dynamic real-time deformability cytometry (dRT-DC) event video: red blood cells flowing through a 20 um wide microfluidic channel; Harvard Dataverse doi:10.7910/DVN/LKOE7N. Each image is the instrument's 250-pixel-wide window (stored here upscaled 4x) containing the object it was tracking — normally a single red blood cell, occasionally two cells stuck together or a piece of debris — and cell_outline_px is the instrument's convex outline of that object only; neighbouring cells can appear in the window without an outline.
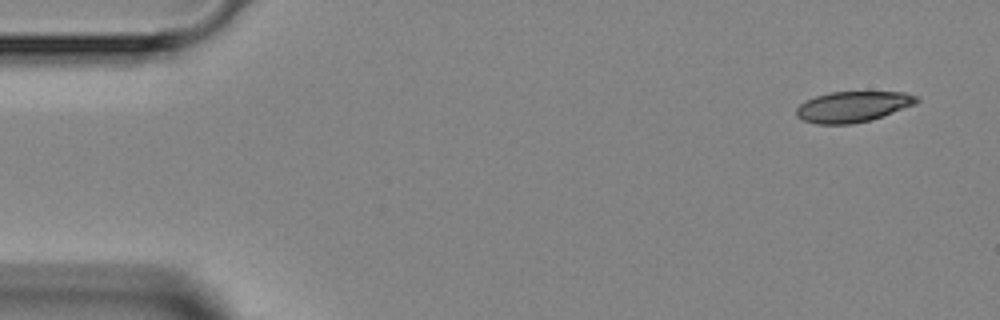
{"species": "Egyptian fruit bat (a non-hibernating species)", "species_latin": "Rousettus aegyptiacus", "temperature_condition": "room temperature", "stored_images_in_passage": 4, "camera_frame_rate_fps": 3000, "um_per_image_px": 0.085, "animal": {"sex": "female"}, "frame": {"image": 1, "passage_image": 1, "time_ms": 0.0, "image_size_px": [1000, 320], "cell_outline_px": [[920, 100], [916, 104], [872, 120], [852, 124], [816, 124], [804, 120], [796, 116], [796, 108], [800, 104], [816, 96], [832, 92], [904, 92], [916, 96]], "centroid_in_image_um": [72.51, 9.07], "position_along_channel_um": 12.5, "area_um2": 21.5}}
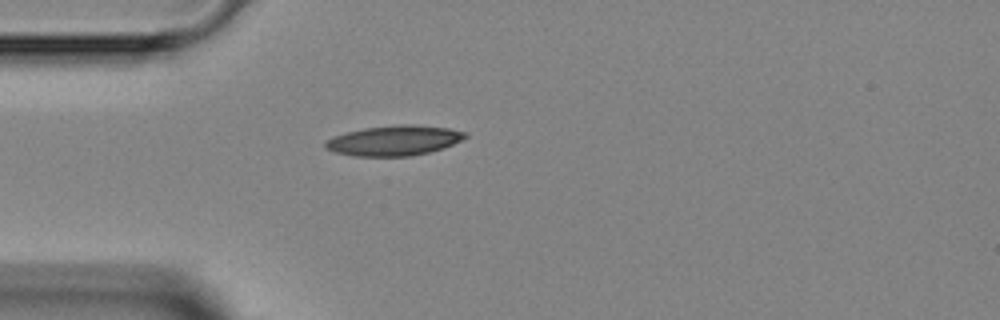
{"frame": {"image": 2, "passage_image": 4, "time_ms": 3.333, "image_size_px": [1000, 320], "cell_outline_px": [[468, 136], [444, 148], [412, 156], [356, 156], [336, 152], [324, 148], [324, 140], [332, 136], [364, 128], [400, 124], [416, 124], [448, 128], [468, 132]], "centroid_in_image_um": [33.49, 11.94], "position_along_channel_um": 51.5, "area_um2": 24.62}}